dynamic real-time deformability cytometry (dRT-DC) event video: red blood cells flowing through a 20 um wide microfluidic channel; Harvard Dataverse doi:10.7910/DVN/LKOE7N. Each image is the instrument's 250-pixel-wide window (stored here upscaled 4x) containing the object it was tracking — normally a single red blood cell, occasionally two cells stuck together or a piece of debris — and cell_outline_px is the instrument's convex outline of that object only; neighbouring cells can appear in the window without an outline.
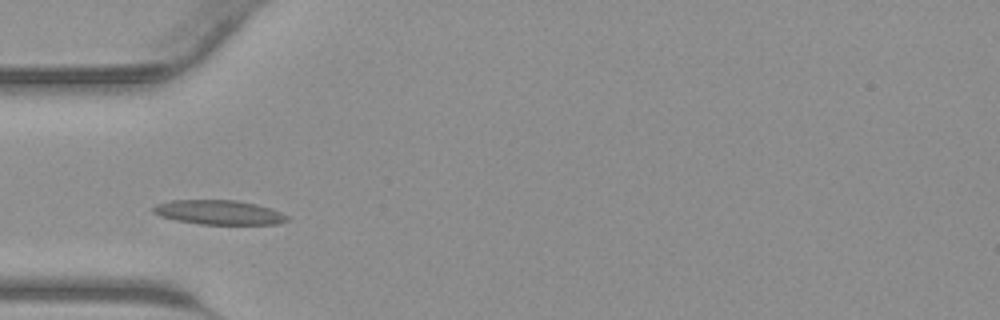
{"species": "common noctule bat (a hibernating species)", "species_latin": "Nyctalus noctula", "temperature_condition": "warm", "stored_images_in_passage": 25, "camera_frame_rate_fps": 3000, "um_per_image_px": 0.085, "animal": {"sex": "male", "body_mass_g": 23.1, "forearm_length_mm": 52.7}, "frame": {"image": 1, "passage_image": 2, "time_ms": 0.333, "image_size_px": [1000, 320], "cell_outline_px": [[288, 220], [276, 224], [200, 224], [176, 220], [160, 216], [152, 212], [152, 208], [156, 204], [172, 200], [236, 200], [256, 204], [272, 208], [288, 216]], "centroid_in_image_um": [18.59, 18.04], "position_along_channel_um": 66.4, "area_um2": 19.02}}
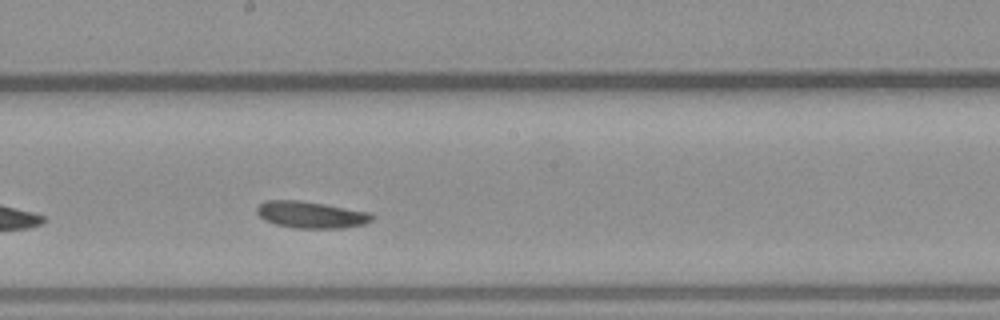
{"frame": {"image": 2, "passage_image": 12, "time_ms": 3.667, "image_size_px": [1000, 320], "cell_outline_px": [[376, 216], [372, 220], [364, 224], [344, 228], [296, 228], [276, 224], [264, 220], [256, 212], [256, 208], [264, 200], [296, 200], [324, 204], [372, 212]], "centroid_in_image_um": [26.47, 18.25], "position_along_channel_um": 221.7, "area_um2": 18.03}}
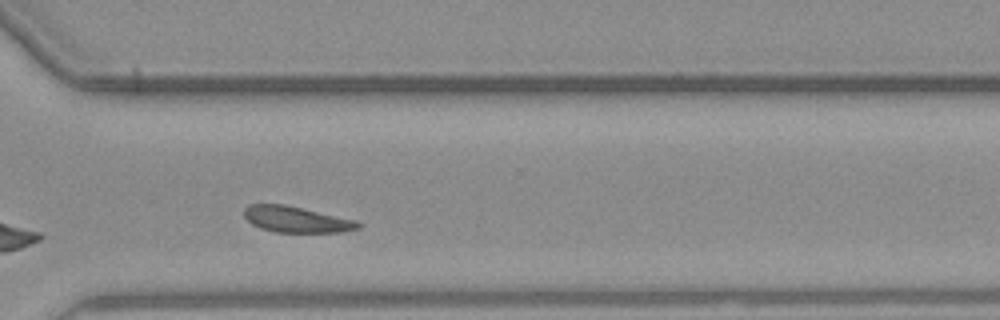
{"frame": {"image": 3, "passage_image": 20, "time_ms": 6.333, "image_size_px": [1000, 320], "cell_outline_px": [[360, 228], [344, 232], [276, 232], [260, 228], [252, 224], [244, 216], [244, 208], [248, 204], [284, 204], [356, 220], [360, 224]], "centroid_in_image_um": [25.17, 18.65], "position_along_channel_um": 345.4, "area_um2": 17.22}}